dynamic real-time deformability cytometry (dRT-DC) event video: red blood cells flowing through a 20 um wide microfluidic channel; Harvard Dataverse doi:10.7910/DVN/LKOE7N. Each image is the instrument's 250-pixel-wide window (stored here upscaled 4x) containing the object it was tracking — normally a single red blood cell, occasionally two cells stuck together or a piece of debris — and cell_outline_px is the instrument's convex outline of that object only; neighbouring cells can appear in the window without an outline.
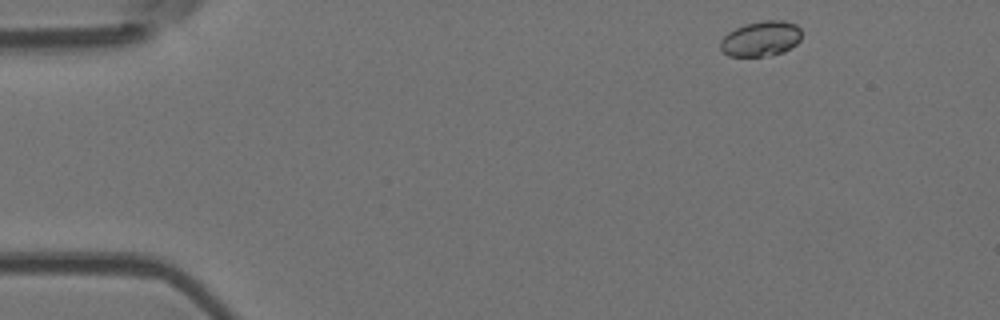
{"species": "Egyptian fruit bat (a non-hibernating species)", "species_latin": "Rousettus aegyptiacus", "temperature_condition": "room temperature", "stored_images_in_passage": 5, "camera_frame_rate_fps": 3000, "um_per_image_px": 0.085, "animal": {"sex": "female"}, "frame": {"image": 1, "passage_image": 1, "time_ms": 0.0, "image_size_px": [1000, 320], "cell_outline_px": [[800, 40], [792, 48], [784, 52], [768, 56], [728, 56], [720, 48], [720, 40], [728, 32], [744, 24], [764, 20], [784, 20], [796, 24], [800, 28]], "centroid_in_image_um": [64.68, 3.29], "position_along_channel_um": 20.3, "area_um2": 16.82}}